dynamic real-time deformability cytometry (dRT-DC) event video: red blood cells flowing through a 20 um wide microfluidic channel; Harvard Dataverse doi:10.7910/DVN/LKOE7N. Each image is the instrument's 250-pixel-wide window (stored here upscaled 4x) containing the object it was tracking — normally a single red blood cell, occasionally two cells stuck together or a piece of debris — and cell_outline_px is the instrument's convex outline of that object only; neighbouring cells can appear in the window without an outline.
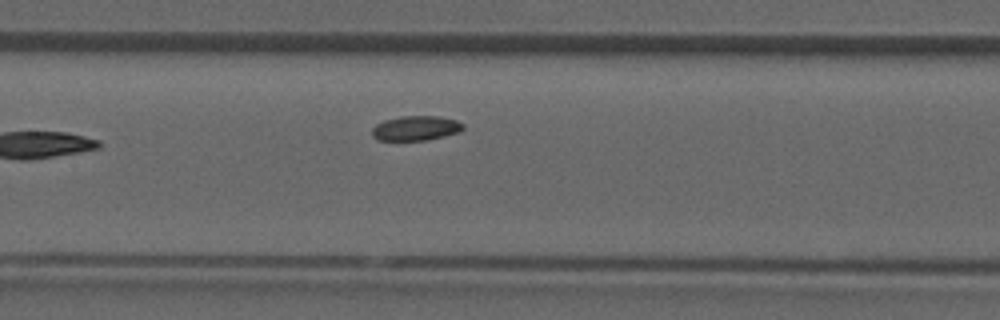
{"species": "common noctule bat (a hibernating species)", "species_latin": "Nyctalus noctula", "temperature_condition": "room temperature", "stored_images_in_passage": 6, "camera_frame_rate_fps": 3000, "um_per_image_px": 0.085, "animal": {"sex": "male", "forearm_length_mm": 52.5}, "frame": {"image": 1, "passage_image": 6, "time_ms": 1.667, "image_size_px": [1000, 320], "cell_outline_px": [[464, 128], [460, 132], [444, 136], [424, 140], [376, 140], [372, 136], [372, 128], [376, 124], [384, 120], [400, 116], [440, 116], [456, 120], [464, 124]], "centroid_in_image_um": [35.34, 10.89], "position_along_channel_um": 172.1, "area_um2": 13.18}}